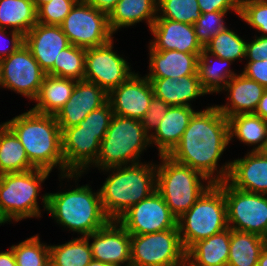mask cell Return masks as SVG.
Segmentation results:
<instances>
[{
  "label": "cell",
  "instance_id": "6da1fadb",
  "mask_svg": "<svg viewBox=\"0 0 267 266\" xmlns=\"http://www.w3.org/2000/svg\"><path fill=\"white\" fill-rule=\"evenodd\" d=\"M229 143L228 119L212 105L194 113L180 142L168 156L200 172L211 183H220L230 171L231 162L221 167L218 164Z\"/></svg>",
  "mask_w": 267,
  "mask_h": 266
},
{
  "label": "cell",
  "instance_id": "7a4b0ae2",
  "mask_svg": "<svg viewBox=\"0 0 267 266\" xmlns=\"http://www.w3.org/2000/svg\"><path fill=\"white\" fill-rule=\"evenodd\" d=\"M4 123L22 143L29 162L35 168L52 172L57 167L60 170L59 179H75V183L81 178L82 173L65 175L61 129L55 115L41 114L29 109Z\"/></svg>",
  "mask_w": 267,
  "mask_h": 266
},
{
  "label": "cell",
  "instance_id": "3957f363",
  "mask_svg": "<svg viewBox=\"0 0 267 266\" xmlns=\"http://www.w3.org/2000/svg\"><path fill=\"white\" fill-rule=\"evenodd\" d=\"M42 197L44 211L49 212L58 225L85 237L104 227L110 219L105 215L100 191L95 193L87 185L65 192L45 193Z\"/></svg>",
  "mask_w": 267,
  "mask_h": 266
},
{
  "label": "cell",
  "instance_id": "277c9868",
  "mask_svg": "<svg viewBox=\"0 0 267 266\" xmlns=\"http://www.w3.org/2000/svg\"><path fill=\"white\" fill-rule=\"evenodd\" d=\"M104 170L112 172L99 189L104 213L110 220H118L130 207L156 191V164L153 162Z\"/></svg>",
  "mask_w": 267,
  "mask_h": 266
},
{
  "label": "cell",
  "instance_id": "5b68a950",
  "mask_svg": "<svg viewBox=\"0 0 267 266\" xmlns=\"http://www.w3.org/2000/svg\"><path fill=\"white\" fill-rule=\"evenodd\" d=\"M159 159L161 163L156 164V190L179 218L212 183L200 172L174 161L168 155H162Z\"/></svg>",
  "mask_w": 267,
  "mask_h": 266
},
{
  "label": "cell",
  "instance_id": "8992f818",
  "mask_svg": "<svg viewBox=\"0 0 267 266\" xmlns=\"http://www.w3.org/2000/svg\"><path fill=\"white\" fill-rule=\"evenodd\" d=\"M182 245L186 252L198 241L228 228L227 207L220 183H212L194 205L177 218Z\"/></svg>",
  "mask_w": 267,
  "mask_h": 266
},
{
  "label": "cell",
  "instance_id": "52a82bcc",
  "mask_svg": "<svg viewBox=\"0 0 267 266\" xmlns=\"http://www.w3.org/2000/svg\"><path fill=\"white\" fill-rule=\"evenodd\" d=\"M50 171L34 168L0 175V221L5 224L27 218H40L38 196Z\"/></svg>",
  "mask_w": 267,
  "mask_h": 266
},
{
  "label": "cell",
  "instance_id": "ba28073f",
  "mask_svg": "<svg viewBox=\"0 0 267 266\" xmlns=\"http://www.w3.org/2000/svg\"><path fill=\"white\" fill-rule=\"evenodd\" d=\"M148 145L150 146V136L139 120L114 114L100 143L99 155L93 167L103 170L139 163L140 156Z\"/></svg>",
  "mask_w": 267,
  "mask_h": 266
},
{
  "label": "cell",
  "instance_id": "9c48e42d",
  "mask_svg": "<svg viewBox=\"0 0 267 266\" xmlns=\"http://www.w3.org/2000/svg\"><path fill=\"white\" fill-rule=\"evenodd\" d=\"M130 266H182L186 261L179 230L130 235Z\"/></svg>",
  "mask_w": 267,
  "mask_h": 266
},
{
  "label": "cell",
  "instance_id": "30bf717a",
  "mask_svg": "<svg viewBox=\"0 0 267 266\" xmlns=\"http://www.w3.org/2000/svg\"><path fill=\"white\" fill-rule=\"evenodd\" d=\"M221 190L227 207L228 227L265 237L267 234V195L236 189L226 180Z\"/></svg>",
  "mask_w": 267,
  "mask_h": 266
},
{
  "label": "cell",
  "instance_id": "8fae6325",
  "mask_svg": "<svg viewBox=\"0 0 267 266\" xmlns=\"http://www.w3.org/2000/svg\"><path fill=\"white\" fill-rule=\"evenodd\" d=\"M70 44L81 48L101 46L113 39L108 15L79 0L60 24Z\"/></svg>",
  "mask_w": 267,
  "mask_h": 266
},
{
  "label": "cell",
  "instance_id": "7c38bea8",
  "mask_svg": "<svg viewBox=\"0 0 267 266\" xmlns=\"http://www.w3.org/2000/svg\"><path fill=\"white\" fill-rule=\"evenodd\" d=\"M45 75L25 44L0 60V88L13 90L30 100L36 98Z\"/></svg>",
  "mask_w": 267,
  "mask_h": 266
},
{
  "label": "cell",
  "instance_id": "4fadbf2b",
  "mask_svg": "<svg viewBox=\"0 0 267 266\" xmlns=\"http://www.w3.org/2000/svg\"><path fill=\"white\" fill-rule=\"evenodd\" d=\"M114 39L104 45L87 48L84 80L95 83L107 94L126 81L132 72L124 57L113 51Z\"/></svg>",
  "mask_w": 267,
  "mask_h": 266
},
{
  "label": "cell",
  "instance_id": "5bb4252c",
  "mask_svg": "<svg viewBox=\"0 0 267 266\" xmlns=\"http://www.w3.org/2000/svg\"><path fill=\"white\" fill-rule=\"evenodd\" d=\"M117 221L130 235L178 229L177 217L157 190L130 207Z\"/></svg>",
  "mask_w": 267,
  "mask_h": 266
},
{
  "label": "cell",
  "instance_id": "9a60e30c",
  "mask_svg": "<svg viewBox=\"0 0 267 266\" xmlns=\"http://www.w3.org/2000/svg\"><path fill=\"white\" fill-rule=\"evenodd\" d=\"M106 132L82 131L79 125L61 132L65 175L90 170L99 155L100 143ZM88 168V170H87Z\"/></svg>",
  "mask_w": 267,
  "mask_h": 266
},
{
  "label": "cell",
  "instance_id": "2e32d148",
  "mask_svg": "<svg viewBox=\"0 0 267 266\" xmlns=\"http://www.w3.org/2000/svg\"><path fill=\"white\" fill-rule=\"evenodd\" d=\"M85 237L89 240L93 259L117 266H130V234L117 220H110L104 227Z\"/></svg>",
  "mask_w": 267,
  "mask_h": 266
},
{
  "label": "cell",
  "instance_id": "e0dca14e",
  "mask_svg": "<svg viewBox=\"0 0 267 266\" xmlns=\"http://www.w3.org/2000/svg\"><path fill=\"white\" fill-rule=\"evenodd\" d=\"M153 96V88L147 77L134 72L108 94V101L113 114L140 121Z\"/></svg>",
  "mask_w": 267,
  "mask_h": 266
},
{
  "label": "cell",
  "instance_id": "ac0fdd59",
  "mask_svg": "<svg viewBox=\"0 0 267 266\" xmlns=\"http://www.w3.org/2000/svg\"><path fill=\"white\" fill-rule=\"evenodd\" d=\"M108 101V94L95 83L79 80L76 82L69 100L55 115L61 132L78 125L93 110Z\"/></svg>",
  "mask_w": 267,
  "mask_h": 266
},
{
  "label": "cell",
  "instance_id": "d6986e66",
  "mask_svg": "<svg viewBox=\"0 0 267 266\" xmlns=\"http://www.w3.org/2000/svg\"><path fill=\"white\" fill-rule=\"evenodd\" d=\"M24 44L30 50L41 69L47 73L58 60L60 52L70 45L60 25L36 23L24 36Z\"/></svg>",
  "mask_w": 267,
  "mask_h": 266
},
{
  "label": "cell",
  "instance_id": "ffe728a7",
  "mask_svg": "<svg viewBox=\"0 0 267 266\" xmlns=\"http://www.w3.org/2000/svg\"><path fill=\"white\" fill-rule=\"evenodd\" d=\"M154 39L149 45L154 50H176L189 54H202L204 48L198 42L192 24L166 18H156L150 28Z\"/></svg>",
  "mask_w": 267,
  "mask_h": 266
},
{
  "label": "cell",
  "instance_id": "44dd1931",
  "mask_svg": "<svg viewBox=\"0 0 267 266\" xmlns=\"http://www.w3.org/2000/svg\"><path fill=\"white\" fill-rule=\"evenodd\" d=\"M226 181L236 189L267 195V155L250 151L243 158L230 161Z\"/></svg>",
  "mask_w": 267,
  "mask_h": 266
},
{
  "label": "cell",
  "instance_id": "7402d4cb",
  "mask_svg": "<svg viewBox=\"0 0 267 266\" xmlns=\"http://www.w3.org/2000/svg\"><path fill=\"white\" fill-rule=\"evenodd\" d=\"M265 90L258 82L239 73L220 90L227 92V103L216 106L227 119L237 114L254 113Z\"/></svg>",
  "mask_w": 267,
  "mask_h": 266
},
{
  "label": "cell",
  "instance_id": "603a6c76",
  "mask_svg": "<svg viewBox=\"0 0 267 266\" xmlns=\"http://www.w3.org/2000/svg\"><path fill=\"white\" fill-rule=\"evenodd\" d=\"M154 96L169 106H191V101L209 94L201 85L198 72L178 78H147Z\"/></svg>",
  "mask_w": 267,
  "mask_h": 266
},
{
  "label": "cell",
  "instance_id": "cb8c5ba5",
  "mask_svg": "<svg viewBox=\"0 0 267 266\" xmlns=\"http://www.w3.org/2000/svg\"><path fill=\"white\" fill-rule=\"evenodd\" d=\"M149 47V73L147 78H180L195 75L198 69V57L201 54H189L176 50H154Z\"/></svg>",
  "mask_w": 267,
  "mask_h": 266
},
{
  "label": "cell",
  "instance_id": "d4e9b609",
  "mask_svg": "<svg viewBox=\"0 0 267 266\" xmlns=\"http://www.w3.org/2000/svg\"><path fill=\"white\" fill-rule=\"evenodd\" d=\"M196 111L187 106H170L156 131L150 136V146L158 149V155H169L180 142Z\"/></svg>",
  "mask_w": 267,
  "mask_h": 266
},
{
  "label": "cell",
  "instance_id": "484cf974",
  "mask_svg": "<svg viewBox=\"0 0 267 266\" xmlns=\"http://www.w3.org/2000/svg\"><path fill=\"white\" fill-rule=\"evenodd\" d=\"M157 5L158 0H119L108 15L111 32L114 34L119 28L134 26L145 20L150 30L157 18Z\"/></svg>",
  "mask_w": 267,
  "mask_h": 266
},
{
  "label": "cell",
  "instance_id": "4316f807",
  "mask_svg": "<svg viewBox=\"0 0 267 266\" xmlns=\"http://www.w3.org/2000/svg\"><path fill=\"white\" fill-rule=\"evenodd\" d=\"M231 228L196 242L187 252L186 260L193 266H227Z\"/></svg>",
  "mask_w": 267,
  "mask_h": 266
},
{
  "label": "cell",
  "instance_id": "83f0119b",
  "mask_svg": "<svg viewBox=\"0 0 267 266\" xmlns=\"http://www.w3.org/2000/svg\"><path fill=\"white\" fill-rule=\"evenodd\" d=\"M77 80L45 75L31 110L47 115H56L69 100Z\"/></svg>",
  "mask_w": 267,
  "mask_h": 266
},
{
  "label": "cell",
  "instance_id": "f1b7e54d",
  "mask_svg": "<svg viewBox=\"0 0 267 266\" xmlns=\"http://www.w3.org/2000/svg\"><path fill=\"white\" fill-rule=\"evenodd\" d=\"M228 123L229 141L237 138V140L248 146L254 145L250 151L264 150L267 142V120L254 113H248L229 117Z\"/></svg>",
  "mask_w": 267,
  "mask_h": 266
},
{
  "label": "cell",
  "instance_id": "f546056e",
  "mask_svg": "<svg viewBox=\"0 0 267 266\" xmlns=\"http://www.w3.org/2000/svg\"><path fill=\"white\" fill-rule=\"evenodd\" d=\"M34 168L15 133L5 123H1L0 175L25 172Z\"/></svg>",
  "mask_w": 267,
  "mask_h": 266
},
{
  "label": "cell",
  "instance_id": "4dcf8cb0",
  "mask_svg": "<svg viewBox=\"0 0 267 266\" xmlns=\"http://www.w3.org/2000/svg\"><path fill=\"white\" fill-rule=\"evenodd\" d=\"M36 23L37 9L33 0H0V28L25 36Z\"/></svg>",
  "mask_w": 267,
  "mask_h": 266
},
{
  "label": "cell",
  "instance_id": "1f68e13d",
  "mask_svg": "<svg viewBox=\"0 0 267 266\" xmlns=\"http://www.w3.org/2000/svg\"><path fill=\"white\" fill-rule=\"evenodd\" d=\"M217 61V65H214ZM213 61V62H212ZM232 61L228 59H222L218 56L209 54L205 49L203 53L198 57V76L202 87L209 93H220V90L226 85V83L237 73L232 71L230 65Z\"/></svg>",
  "mask_w": 267,
  "mask_h": 266
},
{
  "label": "cell",
  "instance_id": "d6a6232c",
  "mask_svg": "<svg viewBox=\"0 0 267 266\" xmlns=\"http://www.w3.org/2000/svg\"><path fill=\"white\" fill-rule=\"evenodd\" d=\"M264 247L263 237L231 229L227 266H257L260 252Z\"/></svg>",
  "mask_w": 267,
  "mask_h": 266
},
{
  "label": "cell",
  "instance_id": "836d02e7",
  "mask_svg": "<svg viewBox=\"0 0 267 266\" xmlns=\"http://www.w3.org/2000/svg\"><path fill=\"white\" fill-rule=\"evenodd\" d=\"M93 260L89 240L79 236L60 245H49L50 266H87Z\"/></svg>",
  "mask_w": 267,
  "mask_h": 266
},
{
  "label": "cell",
  "instance_id": "e575fe53",
  "mask_svg": "<svg viewBox=\"0 0 267 266\" xmlns=\"http://www.w3.org/2000/svg\"><path fill=\"white\" fill-rule=\"evenodd\" d=\"M85 48L70 44L60 52L53 67L46 73L50 76L84 80L85 76Z\"/></svg>",
  "mask_w": 267,
  "mask_h": 266
},
{
  "label": "cell",
  "instance_id": "d590c367",
  "mask_svg": "<svg viewBox=\"0 0 267 266\" xmlns=\"http://www.w3.org/2000/svg\"><path fill=\"white\" fill-rule=\"evenodd\" d=\"M246 44L245 39L226 27L214 36L204 49L209 54L234 62L245 58Z\"/></svg>",
  "mask_w": 267,
  "mask_h": 266
},
{
  "label": "cell",
  "instance_id": "8d00e7d4",
  "mask_svg": "<svg viewBox=\"0 0 267 266\" xmlns=\"http://www.w3.org/2000/svg\"><path fill=\"white\" fill-rule=\"evenodd\" d=\"M17 266H50L49 245L41 243L36 234L17 245H12Z\"/></svg>",
  "mask_w": 267,
  "mask_h": 266
},
{
  "label": "cell",
  "instance_id": "74e56055",
  "mask_svg": "<svg viewBox=\"0 0 267 266\" xmlns=\"http://www.w3.org/2000/svg\"><path fill=\"white\" fill-rule=\"evenodd\" d=\"M200 16L197 0H158L157 18L194 25Z\"/></svg>",
  "mask_w": 267,
  "mask_h": 266
},
{
  "label": "cell",
  "instance_id": "f35d334b",
  "mask_svg": "<svg viewBox=\"0 0 267 266\" xmlns=\"http://www.w3.org/2000/svg\"><path fill=\"white\" fill-rule=\"evenodd\" d=\"M227 13L228 11L201 13V16L194 23L196 38L203 48L214 36L227 27L226 22H224Z\"/></svg>",
  "mask_w": 267,
  "mask_h": 266
},
{
  "label": "cell",
  "instance_id": "ab89813d",
  "mask_svg": "<svg viewBox=\"0 0 267 266\" xmlns=\"http://www.w3.org/2000/svg\"><path fill=\"white\" fill-rule=\"evenodd\" d=\"M239 17L260 36H267V0H245L240 3Z\"/></svg>",
  "mask_w": 267,
  "mask_h": 266
},
{
  "label": "cell",
  "instance_id": "60d3db41",
  "mask_svg": "<svg viewBox=\"0 0 267 266\" xmlns=\"http://www.w3.org/2000/svg\"><path fill=\"white\" fill-rule=\"evenodd\" d=\"M79 0H51L37 10V22L60 25Z\"/></svg>",
  "mask_w": 267,
  "mask_h": 266
},
{
  "label": "cell",
  "instance_id": "b9f144b4",
  "mask_svg": "<svg viewBox=\"0 0 267 266\" xmlns=\"http://www.w3.org/2000/svg\"><path fill=\"white\" fill-rule=\"evenodd\" d=\"M112 106L107 101L103 106L90 112L78 125L82 131L107 132L113 117Z\"/></svg>",
  "mask_w": 267,
  "mask_h": 266
},
{
  "label": "cell",
  "instance_id": "7bdbcfd3",
  "mask_svg": "<svg viewBox=\"0 0 267 266\" xmlns=\"http://www.w3.org/2000/svg\"><path fill=\"white\" fill-rule=\"evenodd\" d=\"M169 107L170 106L162 99H159L155 96L152 97L148 106V110L140 120L141 125L144 127L145 132L149 136L156 131L160 121L167 114Z\"/></svg>",
  "mask_w": 267,
  "mask_h": 266
},
{
  "label": "cell",
  "instance_id": "ee69618b",
  "mask_svg": "<svg viewBox=\"0 0 267 266\" xmlns=\"http://www.w3.org/2000/svg\"><path fill=\"white\" fill-rule=\"evenodd\" d=\"M201 13L214 11H234L235 14H240L239 0H197Z\"/></svg>",
  "mask_w": 267,
  "mask_h": 266
},
{
  "label": "cell",
  "instance_id": "f6af8a7d",
  "mask_svg": "<svg viewBox=\"0 0 267 266\" xmlns=\"http://www.w3.org/2000/svg\"><path fill=\"white\" fill-rule=\"evenodd\" d=\"M241 73L267 89V59L262 61H248Z\"/></svg>",
  "mask_w": 267,
  "mask_h": 266
},
{
  "label": "cell",
  "instance_id": "bcb514c9",
  "mask_svg": "<svg viewBox=\"0 0 267 266\" xmlns=\"http://www.w3.org/2000/svg\"><path fill=\"white\" fill-rule=\"evenodd\" d=\"M248 59V60H247ZM267 59V36H257L247 42L245 60L262 61Z\"/></svg>",
  "mask_w": 267,
  "mask_h": 266
},
{
  "label": "cell",
  "instance_id": "7dc6e473",
  "mask_svg": "<svg viewBox=\"0 0 267 266\" xmlns=\"http://www.w3.org/2000/svg\"><path fill=\"white\" fill-rule=\"evenodd\" d=\"M9 34L11 36L10 42L7 41L9 45L7 44V46L3 49L1 48L2 46L0 47L1 48L0 49V60L8 57L10 54L17 51L22 45H24V35L23 34L17 32V31H13V30H10ZM7 35L8 34H7L6 29L0 28V39L3 40L4 37H6ZM2 37H3V39H2ZM4 41H5V39H4ZM8 46H11V47H8Z\"/></svg>",
  "mask_w": 267,
  "mask_h": 266
},
{
  "label": "cell",
  "instance_id": "c3c4849f",
  "mask_svg": "<svg viewBox=\"0 0 267 266\" xmlns=\"http://www.w3.org/2000/svg\"><path fill=\"white\" fill-rule=\"evenodd\" d=\"M94 8L106 13L107 15L115 8L119 0H84Z\"/></svg>",
  "mask_w": 267,
  "mask_h": 266
},
{
  "label": "cell",
  "instance_id": "681fc988",
  "mask_svg": "<svg viewBox=\"0 0 267 266\" xmlns=\"http://www.w3.org/2000/svg\"><path fill=\"white\" fill-rule=\"evenodd\" d=\"M0 266H17L13 250L0 252Z\"/></svg>",
  "mask_w": 267,
  "mask_h": 266
},
{
  "label": "cell",
  "instance_id": "f907efd6",
  "mask_svg": "<svg viewBox=\"0 0 267 266\" xmlns=\"http://www.w3.org/2000/svg\"><path fill=\"white\" fill-rule=\"evenodd\" d=\"M254 114L267 120V89L263 92L262 98L260 99Z\"/></svg>",
  "mask_w": 267,
  "mask_h": 266
},
{
  "label": "cell",
  "instance_id": "816d5d0a",
  "mask_svg": "<svg viewBox=\"0 0 267 266\" xmlns=\"http://www.w3.org/2000/svg\"><path fill=\"white\" fill-rule=\"evenodd\" d=\"M257 266H267V246L261 250Z\"/></svg>",
  "mask_w": 267,
  "mask_h": 266
},
{
  "label": "cell",
  "instance_id": "f5cc1de1",
  "mask_svg": "<svg viewBox=\"0 0 267 266\" xmlns=\"http://www.w3.org/2000/svg\"><path fill=\"white\" fill-rule=\"evenodd\" d=\"M87 266H117V265L104 263V262L93 259Z\"/></svg>",
  "mask_w": 267,
  "mask_h": 266
},
{
  "label": "cell",
  "instance_id": "db71d44e",
  "mask_svg": "<svg viewBox=\"0 0 267 266\" xmlns=\"http://www.w3.org/2000/svg\"><path fill=\"white\" fill-rule=\"evenodd\" d=\"M35 8L38 10L42 5L50 2L51 0H33Z\"/></svg>",
  "mask_w": 267,
  "mask_h": 266
},
{
  "label": "cell",
  "instance_id": "11a10c76",
  "mask_svg": "<svg viewBox=\"0 0 267 266\" xmlns=\"http://www.w3.org/2000/svg\"><path fill=\"white\" fill-rule=\"evenodd\" d=\"M263 152L267 155V142H266V146H265Z\"/></svg>",
  "mask_w": 267,
  "mask_h": 266
},
{
  "label": "cell",
  "instance_id": "9f6ffc18",
  "mask_svg": "<svg viewBox=\"0 0 267 266\" xmlns=\"http://www.w3.org/2000/svg\"><path fill=\"white\" fill-rule=\"evenodd\" d=\"M264 240H265V245L267 246V234L265 235Z\"/></svg>",
  "mask_w": 267,
  "mask_h": 266
}]
</instances>
